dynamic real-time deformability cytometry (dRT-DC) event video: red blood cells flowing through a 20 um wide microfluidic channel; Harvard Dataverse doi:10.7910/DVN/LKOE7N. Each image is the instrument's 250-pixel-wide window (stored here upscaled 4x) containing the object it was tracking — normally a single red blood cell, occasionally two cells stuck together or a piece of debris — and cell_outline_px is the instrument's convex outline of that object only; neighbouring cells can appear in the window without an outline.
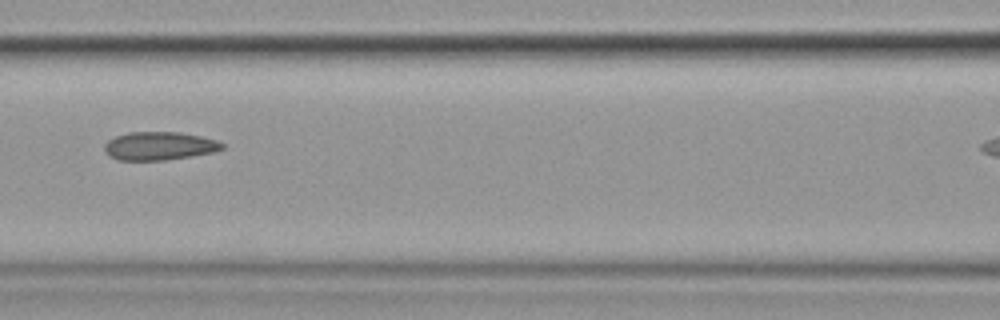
{"species": "common noctule bat (a hibernating species)", "species_latin": "Nyctalus noctula", "temperature_condition": "cold", "stored_images_in_passage": 12, "camera_frame_rate_fps": 3000, "um_per_image_px": 0.085, "animal": {"sex": "female", "body_mass_g": 19.9}, "frame": {"image": 1, "passage_image": 7, "time_ms": 7.667, "image_size_px": [1000, 320], "cell_outline_px": [[224, 148], [212, 152], [192, 156], [164, 160], [116, 160], [108, 156], [104, 148], [104, 144], [108, 140], [116, 136], [128, 132], [180, 132], [200, 136], [216, 140], [224, 144]], "centroid_in_image_um": [13.51, 12.41], "position_along_channel_um": 153.1, "area_um2": 19.42}}
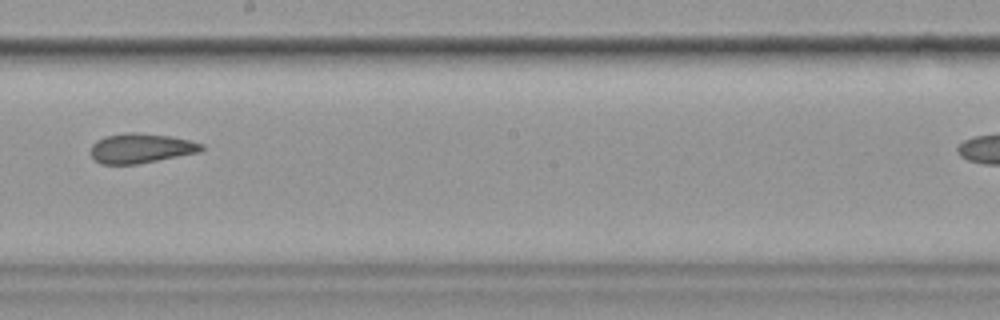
{"frame": {"image": 2, "passage_image": 9, "time_ms": 10.0, "image_size_px": [1000, 320], "cell_outline_px": [[204, 148], [200, 152], [136, 164], [100, 164], [92, 156], [92, 144], [96, 140], [104, 136], [124, 132], [136, 132], [172, 136], [192, 140], [204, 144]], "centroid_in_image_um": [12.0, 12.58], "position_along_channel_um": 236.2, "area_um2": 19.31}}
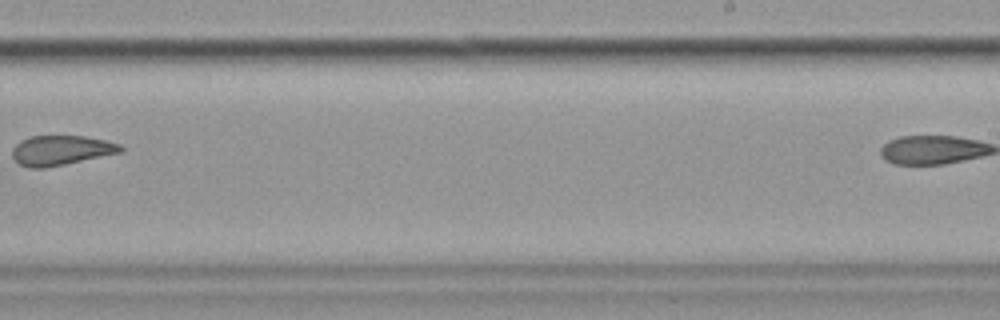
{"frame": {"image": 3, "passage_image": 10, "time_ms": 11.333, "image_size_px": [1000, 320], "cell_outline_px": [[124, 152], [44, 168], [28, 168], [20, 164], [12, 156], [12, 148], [20, 140], [28, 136], [84, 136], [104, 140], [120, 144], [124, 148]], "centroid_in_image_um": [5.19, 12.77], "position_along_channel_um": 283.8, "area_um2": 18.84}}